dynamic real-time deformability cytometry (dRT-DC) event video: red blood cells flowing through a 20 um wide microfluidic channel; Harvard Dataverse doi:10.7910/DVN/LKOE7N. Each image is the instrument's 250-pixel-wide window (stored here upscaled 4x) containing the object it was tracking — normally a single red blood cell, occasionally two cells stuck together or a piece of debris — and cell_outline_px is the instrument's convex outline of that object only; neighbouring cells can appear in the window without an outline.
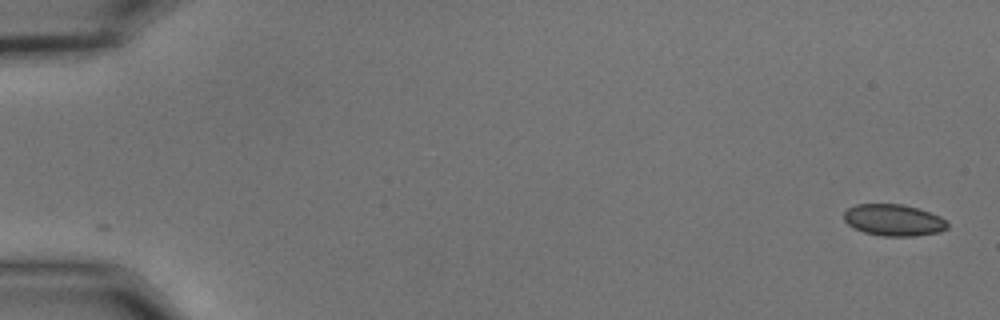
{"species": "common noctule bat (a hibernating species)", "species_latin": "Nyctalus noctula", "temperature_condition": "cold", "stored_images_in_passage": 56, "camera_frame_rate_fps": 3000, "um_per_image_px": 0.085, "animal": {"sex": "male", "body_mass_g": 15.6}, "frame": {"image": 1, "passage_image": 1, "time_ms": 0.0, "image_size_px": [1000, 320], "cell_outline_px": [[948, 228], [940, 232], [912, 236], [884, 236], [864, 232], [848, 224], [844, 220], [844, 212], [848, 208], [856, 204], [900, 204], [916, 208], [940, 216], [948, 220]], "centroid_in_image_um": [75.98, 18.71], "position_along_channel_um": 9.0, "area_um2": 18.96}}
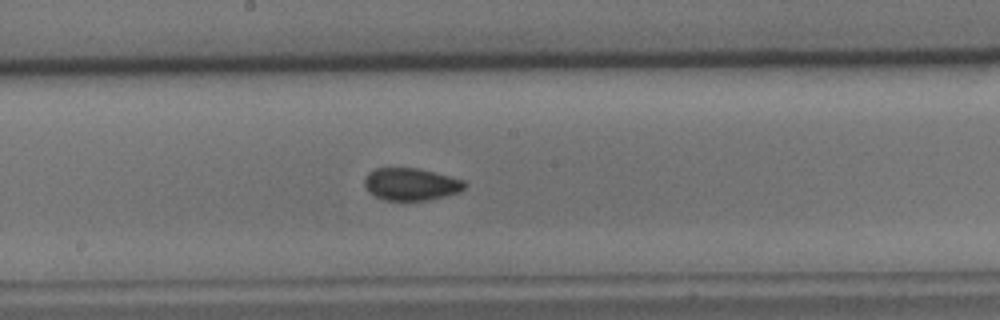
{"frame": {"image": 2, "passage_image": 30, "time_ms": 9.667, "image_size_px": [1000, 320], "cell_outline_px": [[468, 184], [460, 192], [428, 200], [384, 200], [368, 192], [364, 184], [364, 180], [368, 172], [376, 168], [416, 168], [464, 180]], "centroid_in_image_um": [34.92, 15.66], "position_along_channel_um": 213.3, "area_um2": 18.79}}
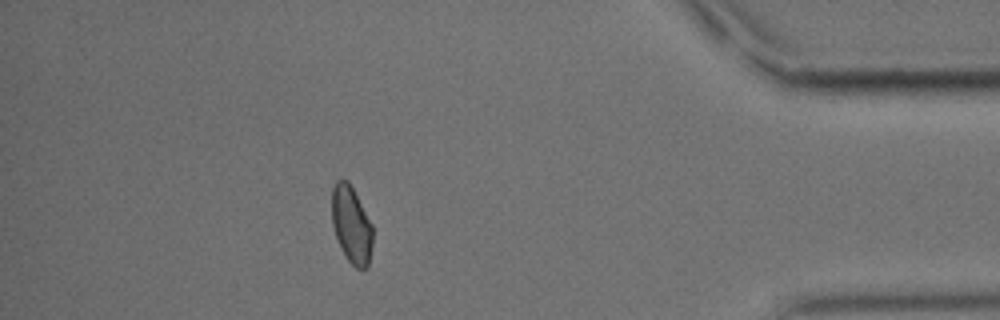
{"frame": {"image": 3, "passage_image": 49, "time_ms": 16.0, "image_size_px": [1000, 320], "cell_outline_px": [[372, 244], [368, 268], [356, 268], [348, 260], [336, 236], [332, 224], [332, 188], [336, 180], [348, 180], [372, 224]], "centroid_in_image_um": [29.87, 19.09], "position_along_channel_um": 405.3, "area_um2": 18.09}, "authors_computed_cell_mechanics": {"area_um2": 18.8717, "velocity_mm_per_s": 3.6514, "shape_relaxation_time_tau1_ms": 5.6782, "shape_relaxation_time_tau2_ms": 2.6689, "deformation_change_tau1": 0.0674, "deformation_change_tau2": 0.0565}}